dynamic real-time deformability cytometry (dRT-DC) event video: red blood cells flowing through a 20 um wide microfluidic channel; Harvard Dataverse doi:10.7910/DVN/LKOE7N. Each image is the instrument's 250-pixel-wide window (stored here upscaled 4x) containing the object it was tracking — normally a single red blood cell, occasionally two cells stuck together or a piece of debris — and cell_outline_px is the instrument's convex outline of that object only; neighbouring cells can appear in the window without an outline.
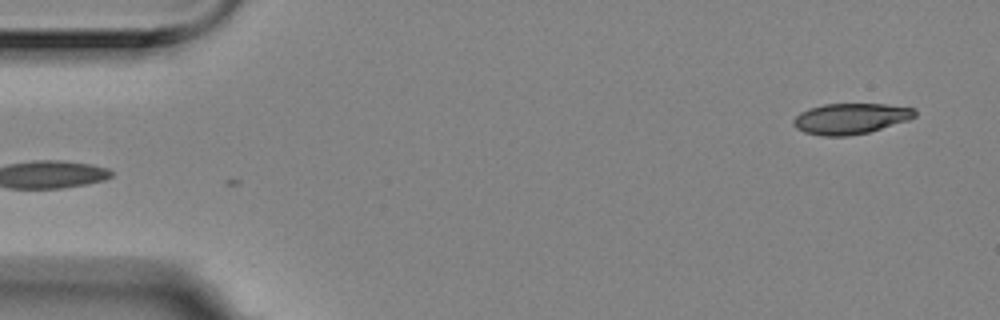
{"species": "Egyptian fruit bat (a non-hibernating species)", "species_latin": "Rousettus aegyptiacus", "temperature_condition": "room temperature", "stored_images_in_passage": 3, "segment_of_instrument_passage": [2, 2], "camera_frame_rate_fps": 3000, "um_per_image_px": 0.085, "animal": {"sex": "female"}, "frame": {"image": 1, "passage_image": 3, "time_ms": 0.667, "image_size_px": [1000, 320], "cell_outline_px": [[916, 116], [908, 120], [868, 132], [848, 136], [824, 136], [804, 132], [796, 128], [792, 124], [792, 120], [800, 112], [808, 108], [824, 104], [884, 104], [916, 108]], "centroid_in_image_um": [72.28, 10.08], "position_along_channel_um": 12.7, "area_um2": 21.79}}